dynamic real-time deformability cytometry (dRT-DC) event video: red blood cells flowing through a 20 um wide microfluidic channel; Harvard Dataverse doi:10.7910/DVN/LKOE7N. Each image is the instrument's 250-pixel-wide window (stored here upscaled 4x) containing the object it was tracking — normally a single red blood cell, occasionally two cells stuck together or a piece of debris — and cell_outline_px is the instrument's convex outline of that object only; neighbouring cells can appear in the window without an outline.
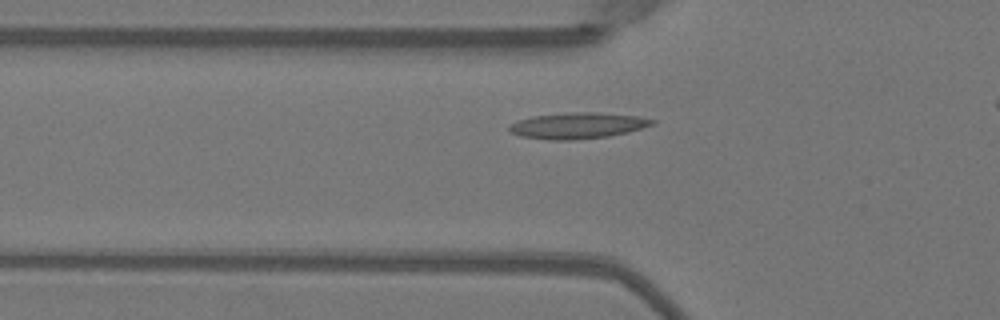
{"species": "Egyptian fruit bat (a non-hibernating species)", "species_latin": "Rousettus aegyptiacus", "temperature_condition": "warm", "stored_images_in_passage": 36, "camera_frame_rate_fps": 3000, "um_per_image_px": 0.085, "animal": {"sex": "female"}, "frame": {"image": 1, "passage_image": 8, "time_ms": 2.333, "image_size_px": [1000, 320], "cell_outline_px": [[656, 120], [652, 124], [628, 132], [608, 136], [572, 140], [548, 140], [520, 136], [512, 132], [508, 128], [508, 124], [532, 116], [572, 112], [596, 112], [636, 116]], "centroid_in_image_um": [49.05, 10.68], "position_along_channel_um": 76.7, "area_um2": 21.5}}
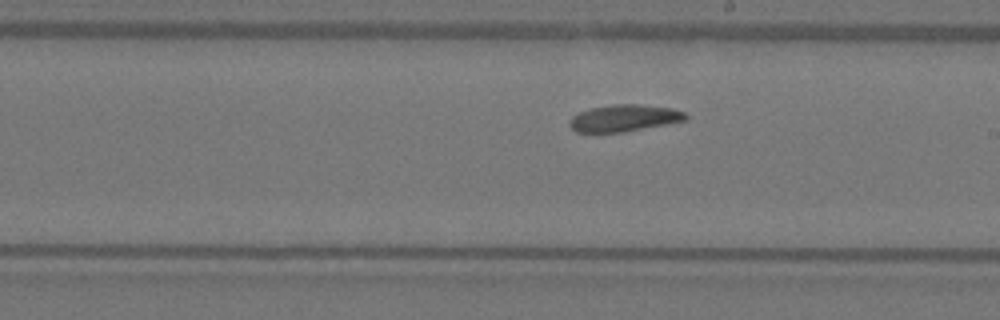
{"frame": {"image": 2, "passage_image": 20, "time_ms": 6.333, "image_size_px": [1000, 320], "cell_outline_px": [[688, 120], [624, 132], [576, 132], [568, 124], [568, 120], [572, 116], [588, 108], [612, 104], [640, 104], [672, 108], [684, 112], [688, 116]], "centroid_in_image_um": [53.04, 10.03], "position_along_channel_um": 236.0, "area_um2": 18.32}}
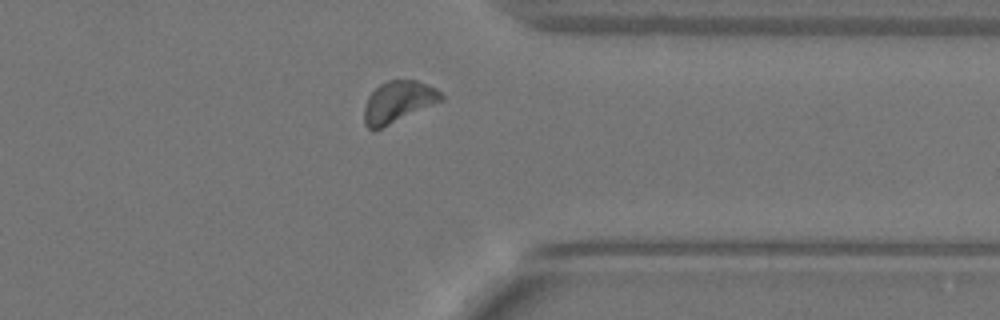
{"frame": {"image": 3, "passage_image": 31, "time_ms": 10.0, "image_size_px": [1000, 320], "cell_outline_px": [[444, 100], [372, 132], [364, 124], [364, 104], [368, 96], [380, 84], [388, 80], [416, 80], [436, 88], [444, 96]], "centroid_in_image_um": [33.83, 8.66], "position_along_channel_um": 377.6, "area_um2": 18.67}}